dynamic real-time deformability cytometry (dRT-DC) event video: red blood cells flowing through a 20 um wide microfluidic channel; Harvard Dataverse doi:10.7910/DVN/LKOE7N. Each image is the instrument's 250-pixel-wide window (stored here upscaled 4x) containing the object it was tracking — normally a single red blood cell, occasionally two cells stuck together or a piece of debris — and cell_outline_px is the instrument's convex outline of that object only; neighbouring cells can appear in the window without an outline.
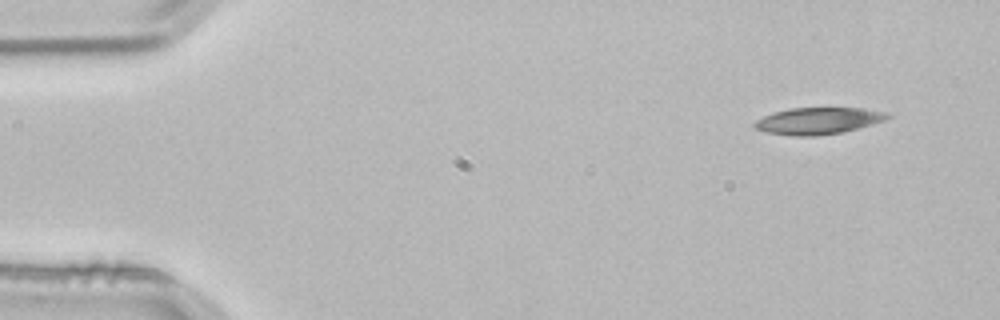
{"species": "common noctule bat (a hibernating species)", "species_latin": "Nyctalus noctula", "temperature_condition": "room temperature", "stored_images_in_passage": 2, "camera_frame_rate_fps": 3000, "um_per_image_px": 0.085, "animal": {"sex": "male", "body_mass_g": 21.5, "forearm_length_mm": 52.0}, "frame": {"image": 1, "passage_image": 1, "time_ms": 0.0, "image_size_px": [1000, 320], "cell_outline_px": [[892, 116], [888, 120], [844, 132], [816, 136], [792, 136], [768, 132], [756, 128], [752, 124], [756, 120], [772, 112], [788, 108], [860, 108], [888, 112]], "centroid_in_image_um": [69.59, 10.27], "position_along_channel_um": 15.4, "area_um2": 20.92}}